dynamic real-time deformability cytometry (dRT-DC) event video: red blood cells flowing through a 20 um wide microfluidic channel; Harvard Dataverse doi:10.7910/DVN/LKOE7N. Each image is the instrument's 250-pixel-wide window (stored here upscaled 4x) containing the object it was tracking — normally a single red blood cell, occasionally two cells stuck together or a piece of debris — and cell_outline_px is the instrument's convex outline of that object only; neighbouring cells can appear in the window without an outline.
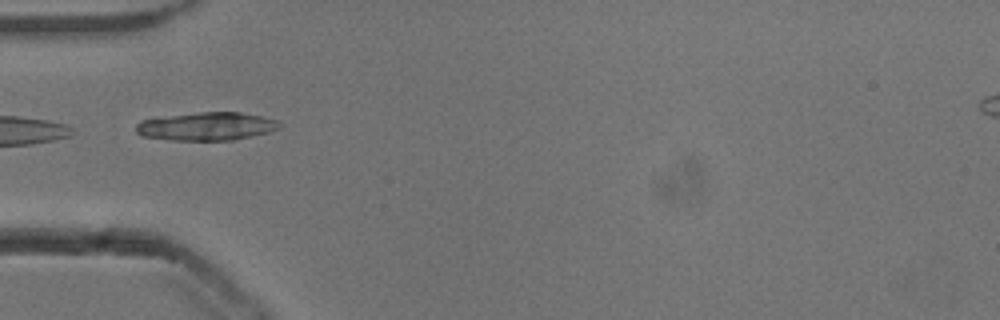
{"species": "common noctule bat (a hibernating species)", "species_latin": "Nyctalus noctula", "temperature_condition": "cold", "stored_images_in_passage": 36, "camera_frame_rate_fps": 3000, "um_per_image_px": 0.085, "animal": {"sex": "male", "body_mass_g": 13.3}, "frame": {"image": 1, "passage_image": 1, "time_ms": 0.0, "image_size_px": [1000, 320], "cell_outline_px": [[280, 128], [268, 132], [252, 136], [232, 140], [172, 140], [140, 136], [136, 132], [136, 124], [140, 120], [200, 112], [240, 112], [260, 116], [276, 120], [280, 124]], "centroid_in_image_um": [17.54, 10.74], "position_along_channel_um": 67.5, "area_um2": 23.35}}
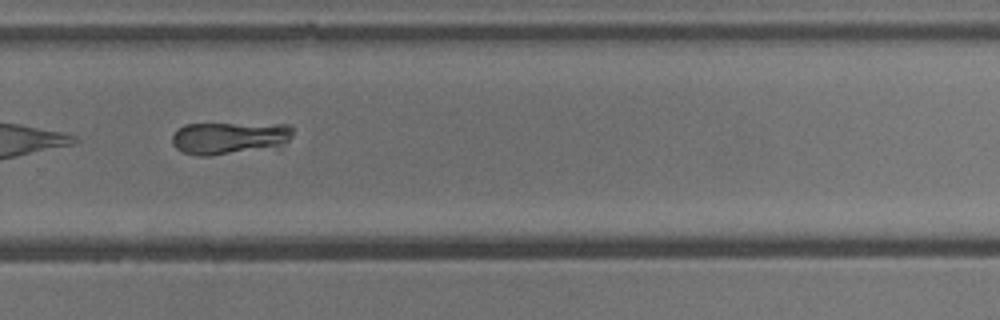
{"frame": {"image": 2, "passage_image": 20, "time_ms": 6.333, "image_size_px": [1000, 320], "cell_outline_px": [[292, 136], [280, 152], [208, 156], [196, 156], [180, 152], [172, 144], [172, 136], [184, 124], [288, 124], [292, 128]], "centroid_in_image_um": [19.65, 11.81], "position_along_channel_um": 310.1, "area_um2": 24.39}}